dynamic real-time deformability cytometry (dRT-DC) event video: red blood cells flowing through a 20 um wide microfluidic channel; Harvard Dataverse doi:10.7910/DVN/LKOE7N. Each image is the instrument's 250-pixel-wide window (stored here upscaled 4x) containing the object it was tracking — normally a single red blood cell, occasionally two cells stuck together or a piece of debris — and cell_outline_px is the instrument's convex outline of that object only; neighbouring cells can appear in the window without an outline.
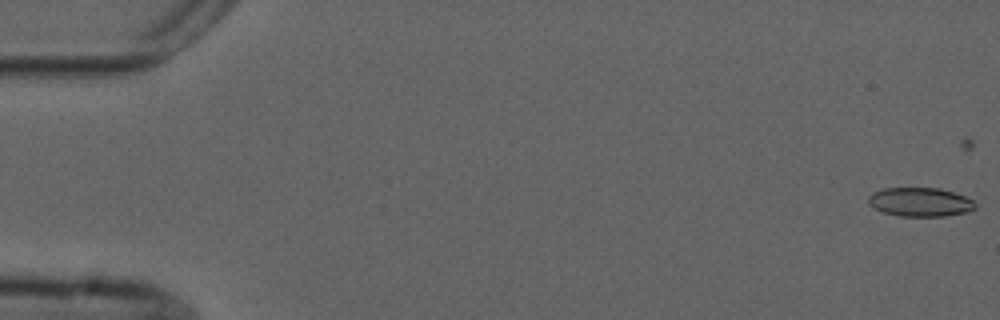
{"species": "common noctule bat (a hibernating species)", "species_latin": "Nyctalus noctula", "temperature_condition": "cold", "stored_images_in_passage": 52, "camera_frame_rate_fps": 3000, "um_per_image_px": 0.085, "animal": {"sex": "male", "forearm_length_mm": 52.5}, "frame": {"image": 1, "passage_image": 1, "time_ms": 0.0, "image_size_px": [1000, 320], "cell_outline_px": [[976, 208], [968, 212], [944, 216], [900, 216], [884, 212], [872, 208], [868, 204], [868, 196], [872, 192], [884, 188], [940, 188], [964, 196], [972, 200], [976, 204]], "centroid_in_image_um": [78.19, 17.17], "position_along_channel_um": 6.8, "area_um2": 18.09}}
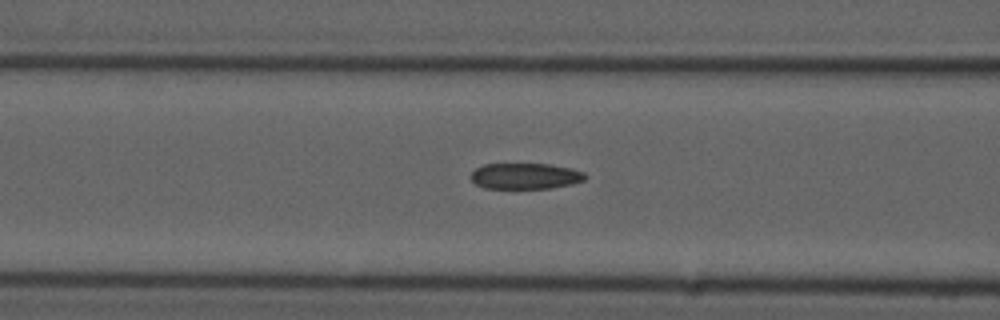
{"frame": {"image": 2, "passage_image": 22, "time_ms": 7.0, "image_size_px": [1000, 320], "cell_outline_px": [[588, 176], [584, 180], [572, 184], [552, 188], [484, 188], [476, 184], [468, 176], [476, 168], [484, 164], [548, 164], [572, 168], [584, 172]], "centroid_in_image_um": [44.66, 14.96], "position_along_channel_um": 121.9, "area_um2": 17.4}}
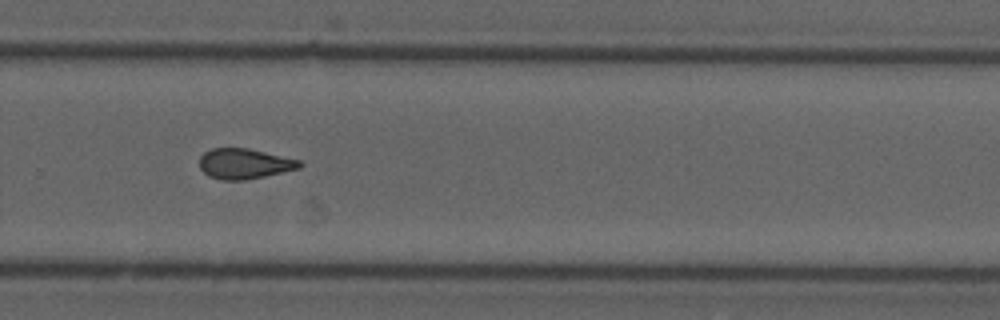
{"frame": {"image": 3, "passage_image": 37, "time_ms": 12.0, "image_size_px": [1000, 320], "cell_outline_px": [[304, 164], [300, 168], [264, 176], [244, 180], [220, 180], [208, 176], [200, 168], [200, 156], [204, 152], [212, 148], [248, 148], [300, 160]], "centroid_in_image_um": [20.76, 13.91], "position_along_channel_um": 309.0, "area_um2": 17.69}}